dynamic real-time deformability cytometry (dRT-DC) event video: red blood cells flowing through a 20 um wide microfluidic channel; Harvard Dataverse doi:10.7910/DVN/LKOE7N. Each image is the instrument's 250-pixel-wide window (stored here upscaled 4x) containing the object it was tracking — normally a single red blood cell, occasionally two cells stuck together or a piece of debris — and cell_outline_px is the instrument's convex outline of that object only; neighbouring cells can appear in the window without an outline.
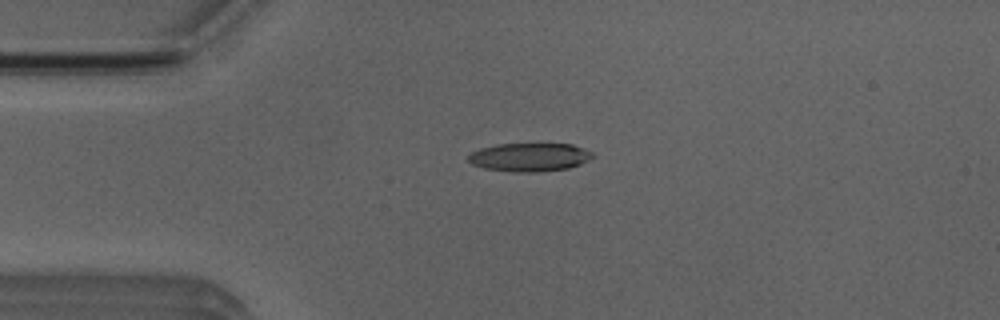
{"species": "Egyptian fruit bat (a non-hibernating species)", "species_latin": "Rousettus aegyptiacus", "temperature_condition": "room temperature", "stored_images_in_passage": 5, "camera_frame_rate_fps": 3000, "um_per_image_px": 0.085, "animal": {"sex": "male"}, "frame": {"image": 1, "passage_image": 4, "time_ms": 3.667, "image_size_px": [1000, 320], "cell_outline_px": [[596, 156], [580, 164], [568, 168], [536, 172], [512, 172], [484, 168], [472, 164], [468, 160], [468, 156], [472, 152], [480, 148], [500, 144], [572, 144], [592, 152]], "centroid_in_image_um": [45.02, 13.36], "position_along_channel_um": 40.0, "area_um2": 20.52}}